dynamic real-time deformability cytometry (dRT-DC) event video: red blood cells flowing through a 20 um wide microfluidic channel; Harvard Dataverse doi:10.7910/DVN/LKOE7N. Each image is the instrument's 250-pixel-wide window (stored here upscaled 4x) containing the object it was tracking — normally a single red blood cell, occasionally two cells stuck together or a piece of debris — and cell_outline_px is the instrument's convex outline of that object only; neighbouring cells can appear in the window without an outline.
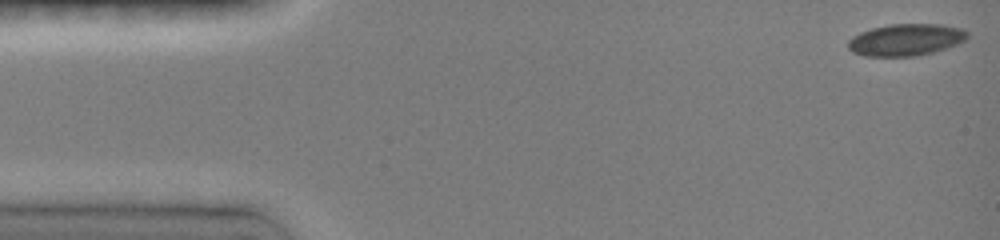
{"species": "common noctule bat (a hibernating species)", "species_latin": "Nyctalus noctula", "temperature_condition": "room temperature", "stored_images_in_passage": 32, "camera_frame_rate_fps": 3000, "um_per_image_px": 0.085, "animal": {"sex": "female", "body_mass_g": 19.0, "forearm_length_mm": 51.5}, "frame": {"image": 1, "passage_image": 1, "time_ms": 0.0, "image_size_px": [1000, 240], "cell_outline_px": [[968, 36], [964, 40], [956, 44], [932, 52], [916, 56], [864, 56], [852, 52], [848, 48], [848, 40], [852, 36], [860, 32], [872, 28], [888, 24], [940, 24], [964, 28], [968, 32]], "centroid_in_image_um": [76.97, 3.37], "position_along_channel_um": 8.0, "area_um2": 22.2}}
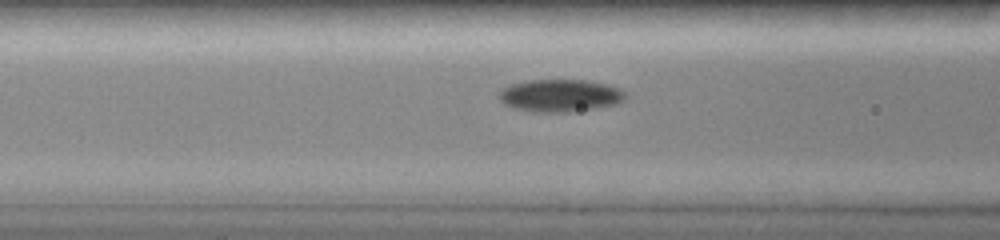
{"frame": {"image": 2, "passage_image": 17, "time_ms": 5.667, "image_size_px": [1000, 240], "cell_outline_px": [[628, 92], [624, 100], [616, 104], [596, 108], [572, 112], [532, 112], [512, 108], [504, 104], [500, 100], [500, 88], [512, 84], [528, 80], [588, 80], [608, 84], [620, 88]], "centroid_in_image_um": [47.64, 8.12], "position_along_channel_um": 119.0, "area_um2": 24.28}}
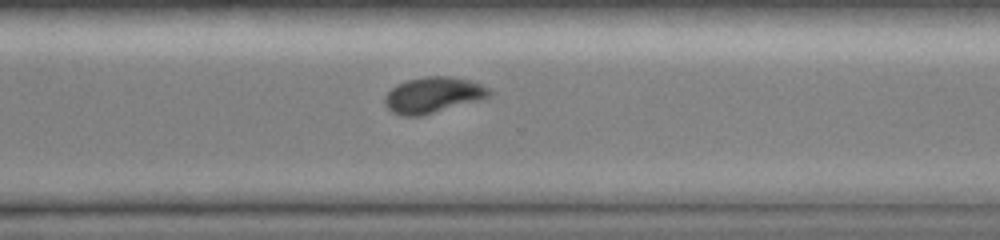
{"frame": {"image": 3, "passage_image": 32, "time_ms": 11.0, "image_size_px": [1000, 240], "cell_outline_px": [[492, 96], [480, 100], [420, 116], [404, 116], [392, 112], [388, 108], [384, 100], [388, 92], [396, 84], [408, 80], [424, 76], [448, 76], [468, 80], [492, 88]], "centroid_in_image_um": [36.85, 8.07], "position_along_channel_um": 333.8, "area_um2": 21.79}}